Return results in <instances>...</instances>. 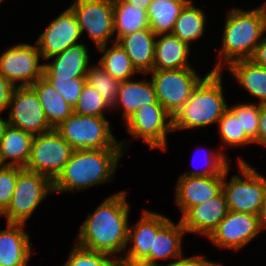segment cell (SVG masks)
<instances>
[{
    "label": "cell",
    "instance_id": "6da1fadb",
    "mask_svg": "<svg viewBox=\"0 0 266 266\" xmlns=\"http://www.w3.org/2000/svg\"><path fill=\"white\" fill-rule=\"evenodd\" d=\"M127 194L124 190L109 196L86 216L79 227L78 246L107 253L115 260L121 258L128 242L131 205L128 204Z\"/></svg>",
    "mask_w": 266,
    "mask_h": 266
},
{
    "label": "cell",
    "instance_id": "7a4b0ae2",
    "mask_svg": "<svg viewBox=\"0 0 266 266\" xmlns=\"http://www.w3.org/2000/svg\"><path fill=\"white\" fill-rule=\"evenodd\" d=\"M226 13L219 61L210 71L223 72L232 62L251 59L266 32V2L250 10L230 8Z\"/></svg>",
    "mask_w": 266,
    "mask_h": 266
},
{
    "label": "cell",
    "instance_id": "3957f363",
    "mask_svg": "<svg viewBox=\"0 0 266 266\" xmlns=\"http://www.w3.org/2000/svg\"><path fill=\"white\" fill-rule=\"evenodd\" d=\"M123 148L74 150L62 172L53 181V193H76L95 185L113 183ZM113 180V181H112Z\"/></svg>",
    "mask_w": 266,
    "mask_h": 266
},
{
    "label": "cell",
    "instance_id": "277c9868",
    "mask_svg": "<svg viewBox=\"0 0 266 266\" xmlns=\"http://www.w3.org/2000/svg\"><path fill=\"white\" fill-rule=\"evenodd\" d=\"M222 75V71H208L205 74L188 101L174 115L173 132L218 124L228 109Z\"/></svg>",
    "mask_w": 266,
    "mask_h": 266
},
{
    "label": "cell",
    "instance_id": "5b68a950",
    "mask_svg": "<svg viewBox=\"0 0 266 266\" xmlns=\"http://www.w3.org/2000/svg\"><path fill=\"white\" fill-rule=\"evenodd\" d=\"M237 172L231 175L230 181L226 177L228 168L223 175L222 192L224 193L229 211L257 215L266 193V176L259 173L256 168L246 160L237 157Z\"/></svg>",
    "mask_w": 266,
    "mask_h": 266
},
{
    "label": "cell",
    "instance_id": "8992f818",
    "mask_svg": "<svg viewBox=\"0 0 266 266\" xmlns=\"http://www.w3.org/2000/svg\"><path fill=\"white\" fill-rule=\"evenodd\" d=\"M55 129L74 150L106 148H123L124 152L129 150L127 145L130 143L117 141L106 117L82 116L73 113Z\"/></svg>",
    "mask_w": 266,
    "mask_h": 266
},
{
    "label": "cell",
    "instance_id": "52a82bcc",
    "mask_svg": "<svg viewBox=\"0 0 266 266\" xmlns=\"http://www.w3.org/2000/svg\"><path fill=\"white\" fill-rule=\"evenodd\" d=\"M49 194H53V182L47 176L18 166L10 205L0 217H5L6 223L26 224Z\"/></svg>",
    "mask_w": 266,
    "mask_h": 266
},
{
    "label": "cell",
    "instance_id": "ba28073f",
    "mask_svg": "<svg viewBox=\"0 0 266 266\" xmlns=\"http://www.w3.org/2000/svg\"><path fill=\"white\" fill-rule=\"evenodd\" d=\"M123 125L132 137L143 139L150 150L166 151L169 146L167 135L173 132V117L157 102L138 108Z\"/></svg>",
    "mask_w": 266,
    "mask_h": 266
},
{
    "label": "cell",
    "instance_id": "9c48e42d",
    "mask_svg": "<svg viewBox=\"0 0 266 266\" xmlns=\"http://www.w3.org/2000/svg\"><path fill=\"white\" fill-rule=\"evenodd\" d=\"M158 102L172 116L183 107L203 79L194 68L153 70L148 73Z\"/></svg>",
    "mask_w": 266,
    "mask_h": 266
},
{
    "label": "cell",
    "instance_id": "30bf717a",
    "mask_svg": "<svg viewBox=\"0 0 266 266\" xmlns=\"http://www.w3.org/2000/svg\"><path fill=\"white\" fill-rule=\"evenodd\" d=\"M74 149L55 129L35 135L25 169L47 176L52 182L62 172Z\"/></svg>",
    "mask_w": 266,
    "mask_h": 266
},
{
    "label": "cell",
    "instance_id": "8fae6325",
    "mask_svg": "<svg viewBox=\"0 0 266 266\" xmlns=\"http://www.w3.org/2000/svg\"><path fill=\"white\" fill-rule=\"evenodd\" d=\"M69 8L77 18L82 36L86 32L96 48L116 42L113 0H73Z\"/></svg>",
    "mask_w": 266,
    "mask_h": 266
},
{
    "label": "cell",
    "instance_id": "7c38bea8",
    "mask_svg": "<svg viewBox=\"0 0 266 266\" xmlns=\"http://www.w3.org/2000/svg\"><path fill=\"white\" fill-rule=\"evenodd\" d=\"M40 59L36 42L12 45L0 55V73L14 86H31L43 76Z\"/></svg>",
    "mask_w": 266,
    "mask_h": 266
},
{
    "label": "cell",
    "instance_id": "4fadbf2b",
    "mask_svg": "<svg viewBox=\"0 0 266 266\" xmlns=\"http://www.w3.org/2000/svg\"><path fill=\"white\" fill-rule=\"evenodd\" d=\"M8 122L33 136L50 131L38 95L31 86H15L8 106Z\"/></svg>",
    "mask_w": 266,
    "mask_h": 266
},
{
    "label": "cell",
    "instance_id": "5bb4252c",
    "mask_svg": "<svg viewBox=\"0 0 266 266\" xmlns=\"http://www.w3.org/2000/svg\"><path fill=\"white\" fill-rule=\"evenodd\" d=\"M261 232L257 215L228 211L207 239L217 248L240 251Z\"/></svg>",
    "mask_w": 266,
    "mask_h": 266
},
{
    "label": "cell",
    "instance_id": "9a60e30c",
    "mask_svg": "<svg viewBox=\"0 0 266 266\" xmlns=\"http://www.w3.org/2000/svg\"><path fill=\"white\" fill-rule=\"evenodd\" d=\"M79 23L74 12L68 7L53 19L39 34L35 42L42 62L51 56L63 52L66 48L79 44L82 39Z\"/></svg>",
    "mask_w": 266,
    "mask_h": 266
},
{
    "label": "cell",
    "instance_id": "2e32d148",
    "mask_svg": "<svg viewBox=\"0 0 266 266\" xmlns=\"http://www.w3.org/2000/svg\"><path fill=\"white\" fill-rule=\"evenodd\" d=\"M140 217L137 223L131 227L128 226L127 247L120 258L128 263H141L149 255L150 250L153 249V234H156L170 219L147 208L142 210ZM129 244H131L130 247Z\"/></svg>",
    "mask_w": 266,
    "mask_h": 266
},
{
    "label": "cell",
    "instance_id": "e0dca14e",
    "mask_svg": "<svg viewBox=\"0 0 266 266\" xmlns=\"http://www.w3.org/2000/svg\"><path fill=\"white\" fill-rule=\"evenodd\" d=\"M223 175L185 176L179 175L175 187V203L183 215L190 207L215 198L222 192Z\"/></svg>",
    "mask_w": 266,
    "mask_h": 266
},
{
    "label": "cell",
    "instance_id": "ac0fdd59",
    "mask_svg": "<svg viewBox=\"0 0 266 266\" xmlns=\"http://www.w3.org/2000/svg\"><path fill=\"white\" fill-rule=\"evenodd\" d=\"M228 205L221 192L215 198L190 207L180 218L186 233L209 237L228 213Z\"/></svg>",
    "mask_w": 266,
    "mask_h": 266
},
{
    "label": "cell",
    "instance_id": "d6986e66",
    "mask_svg": "<svg viewBox=\"0 0 266 266\" xmlns=\"http://www.w3.org/2000/svg\"><path fill=\"white\" fill-rule=\"evenodd\" d=\"M89 48L83 42L66 48L63 52L49 57L53 58L49 63L43 62L44 79H73L86 78L90 67Z\"/></svg>",
    "mask_w": 266,
    "mask_h": 266
},
{
    "label": "cell",
    "instance_id": "ffe728a7",
    "mask_svg": "<svg viewBox=\"0 0 266 266\" xmlns=\"http://www.w3.org/2000/svg\"><path fill=\"white\" fill-rule=\"evenodd\" d=\"M0 230V266H27L33 255L26 224L6 223Z\"/></svg>",
    "mask_w": 266,
    "mask_h": 266
},
{
    "label": "cell",
    "instance_id": "44dd1931",
    "mask_svg": "<svg viewBox=\"0 0 266 266\" xmlns=\"http://www.w3.org/2000/svg\"><path fill=\"white\" fill-rule=\"evenodd\" d=\"M186 234L181 221L178 223L169 219L156 234H153V249L149 255L140 263L146 266H163L159 260L177 259L184 255L183 236Z\"/></svg>",
    "mask_w": 266,
    "mask_h": 266
},
{
    "label": "cell",
    "instance_id": "7402d4cb",
    "mask_svg": "<svg viewBox=\"0 0 266 266\" xmlns=\"http://www.w3.org/2000/svg\"><path fill=\"white\" fill-rule=\"evenodd\" d=\"M157 35L145 28L121 36L116 42L126 51L133 67L141 75L153 71Z\"/></svg>",
    "mask_w": 266,
    "mask_h": 266
},
{
    "label": "cell",
    "instance_id": "603a6c76",
    "mask_svg": "<svg viewBox=\"0 0 266 266\" xmlns=\"http://www.w3.org/2000/svg\"><path fill=\"white\" fill-rule=\"evenodd\" d=\"M157 97L153 82L147 78L143 80L121 81L118 95L114 106L116 110L121 109V117L126 121L138 108L143 105L157 103Z\"/></svg>",
    "mask_w": 266,
    "mask_h": 266
},
{
    "label": "cell",
    "instance_id": "cb8c5ba5",
    "mask_svg": "<svg viewBox=\"0 0 266 266\" xmlns=\"http://www.w3.org/2000/svg\"><path fill=\"white\" fill-rule=\"evenodd\" d=\"M191 46L172 34L157 35L153 70L193 68L188 60Z\"/></svg>",
    "mask_w": 266,
    "mask_h": 266
},
{
    "label": "cell",
    "instance_id": "d4e9b609",
    "mask_svg": "<svg viewBox=\"0 0 266 266\" xmlns=\"http://www.w3.org/2000/svg\"><path fill=\"white\" fill-rule=\"evenodd\" d=\"M231 76L248 92L259 99L258 104L266 103V68L256 65L251 59L237 60L227 68Z\"/></svg>",
    "mask_w": 266,
    "mask_h": 266
},
{
    "label": "cell",
    "instance_id": "484cf974",
    "mask_svg": "<svg viewBox=\"0 0 266 266\" xmlns=\"http://www.w3.org/2000/svg\"><path fill=\"white\" fill-rule=\"evenodd\" d=\"M33 137L32 134L9 124L0 142V153L4 162L8 166L25 168L30 158Z\"/></svg>",
    "mask_w": 266,
    "mask_h": 266
},
{
    "label": "cell",
    "instance_id": "4316f807",
    "mask_svg": "<svg viewBox=\"0 0 266 266\" xmlns=\"http://www.w3.org/2000/svg\"><path fill=\"white\" fill-rule=\"evenodd\" d=\"M49 124L55 128L74 113L73 107L43 77L31 85Z\"/></svg>",
    "mask_w": 266,
    "mask_h": 266
},
{
    "label": "cell",
    "instance_id": "83f0119b",
    "mask_svg": "<svg viewBox=\"0 0 266 266\" xmlns=\"http://www.w3.org/2000/svg\"><path fill=\"white\" fill-rule=\"evenodd\" d=\"M205 13L203 9L195 6L193 0H190L181 10L171 34L191 46V42L201 39L205 34L207 25Z\"/></svg>",
    "mask_w": 266,
    "mask_h": 266
},
{
    "label": "cell",
    "instance_id": "f1b7e54d",
    "mask_svg": "<svg viewBox=\"0 0 266 266\" xmlns=\"http://www.w3.org/2000/svg\"><path fill=\"white\" fill-rule=\"evenodd\" d=\"M190 0H153L147 9L149 28L156 34H171L181 10Z\"/></svg>",
    "mask_w": 266,
    "mask_h": 266
},
{
    "label": "cell",
    "instance_id": "f546056e",
    "mask_svg": "<svg viewBox=\"0 0 266 266\" xmlns=\"http://www.w3.org/2000/svg\"><path fill=\"white\" fill-rule=\"evenodd\" d=\"M111 44V46L107 44L97 48L100 54L103 53L98 60V64L120 82L138 75L139 73L133 67L126 51L117 42Z\"/></svg>",
    "mask_w": 266,
    "mask_h": 266
},
{
    "label": "cell",
    "instance_id": "4dcf8cb0",
    "mask_svg": "<svg viewBox=\"0 0 266 266\" xmlns=\"http://www.w3.org/2000/svg\"><path fill=\"white\" fill-rule=\"evenodd\" d=\"M113 4L116 41L123 35L149 28L146 10L125 2H113Z\"/></svg>",
    "mask_w": 266,
    "mask_h": 266
},
{
    "label": "cell",
    "instance_id": "1f68e13d",
    "mask_svg": "<svg viewBox=\"0 0 266 266\" xmlns=\"http://www.w3.org/2000/svg\"><path fill=\"white\" fill-rule=\"evenodd\" d=\"M222 152L226 145L229 147H242L251 145L253 141L246 135L244 130H241L240 116H235L227 109L217 124Z\"/></svg>",
    "mask_w": 266,
    "mask_h": 266
},
{
    "label": "cell",
    "instance_id": "d6a6232c",
    "mask_svg": "<svg viewBox=\"0 0 266 266\" xmlns=\"http://www.w3.org/2000/svg\"><path fill=\"white\" fill-rule=\"evenodd\" d=\"M86 82L98 91L112 109L117 99L120 81L114 79L97 63L88 68Z\"/></svg>",
    "mask_w": 266,
    "mask_h": 266
},
{
    "label": "cell",
    "instance_id": "836d02e7",
    "mask_svg": "<svg viewBox=\"0 0 266 266\" xmlns=\"http://www.w3.org/2000/svg\"><path fill=\"white\" fill-rule=\"evenodd\" d=\"M110 108L98 91L87 82L83 86L76 105L73 107L75 114L98 117H105L106 111L107 113L110 110L112 111Z\"/></svg>",
    "mask_w": 266,
    "mask_h": 266
},
{
    "label": "cell",
    "instance_id": "e575fe53",
    "mask_svg": "<svg viewBox=\"0 0 266 266\" xmlns=\"http://www.w3.org/2000/svg\"><path fill=\"white\" fill-rule=\"evenodd\" d=\"M62 266H110L115 259L104 252L92 251L78 246L76 243Z\"/></svg>",
    "mask_w": 266,
    "mask_h": 266
},
{
    "label": "cell",
    "instance_id": "d590c367",
    "mask_svg": "<svg viewBox=\"0 0 266 266\" xmlns=\"http://www.w3.org/2000/svg\"><path fill=\"white\" fill-rule=\"evenodd\" d=\"M228 109L235 115L240 116L241 130L254 142L259 129V104L258 103H236L228 105Z\"/></svg>",
    "mask_w": 266,
    "mask_h": 266
},
{
    "label": "cell",
    "instance_id": "8d00e7d4",
    "mask_svg": "<svg viewBox=\"0 0 266 266\" xmlns=\"http://www.w3.org/2000/svg\"><path fill=\"white\" fill-rule=\"evenodd\" d=\"M198 151V150H197ZM206 158V159H205ZM227 158H230L226 156L224 152L219 148L207 150L205 152V161L204 168L202 170H190L185 171V173L181 175L185 176H202V177H208V176H216V175H224V172L230 168V162ZM203 161V160H200ZM195 167V166H194ZM198 169V168H197Z\"/></svg>",
    "mask_w": 266,
    "mask_h": 266
},
{
    "label": "cell",
    "instance_id": "74e56055",
    "mask_svg": "<svg viewBox=\"0 0 266 266\" xmlns=\"http://www.w3.org/2000/svg\"><path fill=\"white\" fill-rule=\"evenodd\" d=\"M57 92L64 98V100L74 107L81 94L83 86L86 83V78L73 79H45Z\"/></svg>",
    "mask_w": 266,
    "mask_h": 266
},
{
    "label": "cell",
    "instance_id": "f35d334b",
    "mask_svg": "<svg viewBox=\"0 0 266 266\" xmlns=\"http://www.w3.org/2000/svg\"><path fill=\"white\" fill-rule=\"evenodd\" d=\"M18 176V166H6L0 170V215L10 205Z\"/></svg>",
    "mask_w": 266,
    "mask_h": 266
},
{
    "label": "cell",
    "instance_id": "ab89813d",
    "mask_svg": "<svg viewBox=\"0 0 266 266\" xmlns=\"http://www.w3.org/2000/svg\"><path fill=\"white\" fill-rule=\"evenodd\" d=\"M163 266H221V263L216 261L207 260L205 255H193L184 257L183 255Z\"/></svg>",
    "mask_w": 266,
    "mask_h": 266
},
{
    "label": "cell",
    "instance_id": "60d3db41",
    "mask_svg": "<svg viewBox=\"0 0 266 266\" xmlns=\"http://www.w3.org/2000/svg\"><path fill=\"white\" fill-rule=\"evenodd\" d=\"M15 86L0 73V114L7 111Z\"/></svg>",
    "mask_w": 266,
    "mask_h": 266
},
{
    "label": "cell",
    "instance_id": "b9f144b4",
    "mask_svg": "<svg viewBox=\"0 0 266 266\" xmlns=\"http://www.w3.org/2000/svg\"><path fill=\"white\" fill-rule=\"evenodd\" d=\"M259 129L253 144L266 146V103L259 104Z\"/></svg>",
    "mask_w": 266,
    "mask_h": 266
},
{
    "label": "cell",
    "instance_id": "7bdbcfd3",
    "mask_svg": "<svg viewBox=\"0 0 266 266\" xmlns=\"http://www.w3.org/2000/svg\"><path fill=\"white\" fill-rule=\"evenodd\" d=\"M251 60L259 66L266 68V32L260 41V43L257 45L256 50L251 58Z\"/></svg>",
    "mask_w": 266,
    "mask_h": 266
},
{
    "label": "cell",
    "instance_id": "ee69618b",
    "mask_svg": "<svg viewBox=\"0 0 266 266\" xmlns=\"http://www.w3.org/2000/svg\"><path fill=\"white\" fill-rule=\"evenodd\" d=\"M152 1L153 0H113V2H125L127 4H132L146 11L150 6V4L152 3Z\"/></svg>",
    "mask_w": 266,
    "mask_h": 266
},
{
    "label": "cell",
    "instance_id": "f6af8a7d",
    "mask_svg": "<svg viewBox=\"0 0 266 266\" xmlns=\"http://www.w3.org/2000/svg\"><path fill=\"white\" fill-rule=\"evenodd\" d=\"M258 218L260 221L262 231L266 230V193H265L263 202L261 204V209L258 214Z\"/></svg>",
    "mask_w": 266,
    "mask_h": 266
},
{
    "label": "cell",
    "instance_id": "bcb514c9",
    "mask_svg": "<svg viewBox=\"0 0 266 266\" xmlns=\"http://www.w3.org/2000/svg\"><path fill=\"white\" fill-rule=\"evenodd\" d=\"M9 122L8 120H6L5 118L1 117L0 114V142L2 141L6 128L8 127Z\"/></svg>",
    "mask_w": 266,
    "mask_h": 266
},
{
    "label": "cell",
    "instance_id": "7dc6e473",
    "mask_svg": "<svg viewBox=\"0 0 266 266\" xmlns=\"http://www.w3.org/2000/svg\"><path fill=\"white\" fill-rule=\"evenodd\" d=\"M122 266H146L140 263H128L122 260Z\"/></svg>",
    "mask_w": 266,
    "mask_h": 266
},
{
    "label": "cell",
    "instance_id": "c3c4849f",
    "mask_svg": "<svg viewBox=\"0 0 266 266\" xmlns=\"http://www.w3.org/2000/svg\"><path fill=\"white\" fill-rule=\"evenodd\" d=\"M7 166V164L4 162L2 155L0 153V170L5 168Z\"/></svg>",
    "mask_w": 266,
    "mask_h": 266
},
{
    "label": "cell",
    "instance_id": "681fc988",
    "mask_svg": "<svg viewBox=\"0 0 266 266\" xmlns=\"http://www.w3.org/2000/svg\"><path fill=\"white\" fill-rule=\"evenodd\" d=\"M110 266H122V260H115Z\"/></svg>",
    "mask_w": 266,
    "mask_h": 266
}]
</instances>
